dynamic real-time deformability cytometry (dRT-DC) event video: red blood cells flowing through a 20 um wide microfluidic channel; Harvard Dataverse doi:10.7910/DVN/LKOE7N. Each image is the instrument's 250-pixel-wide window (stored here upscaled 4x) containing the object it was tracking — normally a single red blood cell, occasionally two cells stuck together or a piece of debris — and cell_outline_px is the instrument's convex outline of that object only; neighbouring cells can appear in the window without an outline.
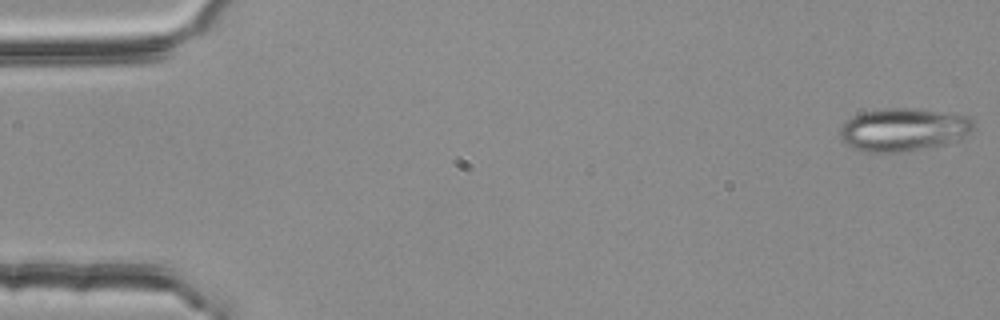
{"species": "common noctule bat (a hibernating species)", "species_latin": "Nyctalus noctula", "temperature_condition": "room temperature", "stored_images_in_passage": 15, "camera_frame_rate_fps": 3000, "um_per_image_px": 0.085, "animal": {"sex": "female", "body_mass_g": 25.1}, "frame": {"image": 1, "passage_image": 1, "time_ms": 0.0, "image_size_px": [1000, 320], "cell_outline_px": [[972, 128], [960, 140], [948, 144], [896, 152], [864, 152], [840, 140], [840, 128], [852, 116], [860, 112], [884, 108], [912, 108], [968, 116], [972, 120]], "centroid_in_image_um": [76.76, 11.01], "position_along_channel_um": 8.2, "area_um2": 33.18}}